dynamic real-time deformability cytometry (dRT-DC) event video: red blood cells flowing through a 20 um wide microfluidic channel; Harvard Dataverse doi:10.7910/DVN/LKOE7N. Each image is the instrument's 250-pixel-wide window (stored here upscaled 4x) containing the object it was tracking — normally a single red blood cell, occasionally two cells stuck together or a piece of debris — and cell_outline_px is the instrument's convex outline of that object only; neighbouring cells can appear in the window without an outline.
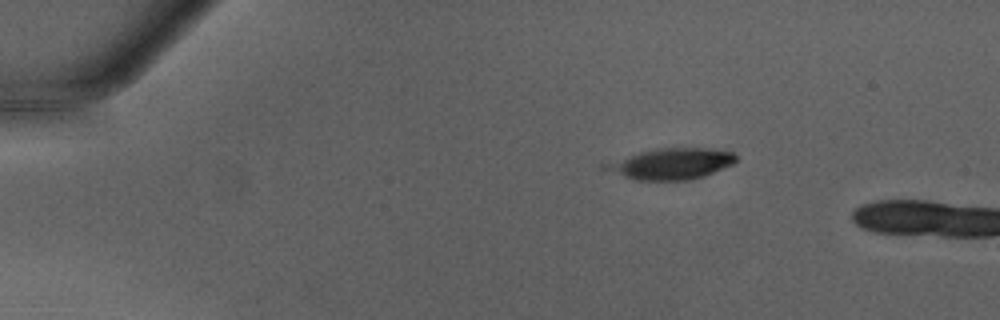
{"species": "Egyptian fruit bat (a non-hibernating species)", "species_latin": "Rousettus aegyptiacus", "temperature_condition": "warm", "stored_images_in_passage": 3, "camera_frame_rate_fps": 3000, "um_per_image_px": 0.085, "animal": {"sex": "male"}, "frame": {"image": 1, "passage_image": 1, "time_ms": 0.0, "image_size_px": [1000, 320], "cell_outline_px": [[736, 160], [732, 164], [704, 176], [692, 180], [632, 180], [596, 168], [600, 164], [640, 152], [656, 148], [712, 148], [732, 152], [736, 156]], "centroid_in_image_um": [56.94, 13.93], "position_along_channel_um": 28.1, "area_um2": 23.99}}